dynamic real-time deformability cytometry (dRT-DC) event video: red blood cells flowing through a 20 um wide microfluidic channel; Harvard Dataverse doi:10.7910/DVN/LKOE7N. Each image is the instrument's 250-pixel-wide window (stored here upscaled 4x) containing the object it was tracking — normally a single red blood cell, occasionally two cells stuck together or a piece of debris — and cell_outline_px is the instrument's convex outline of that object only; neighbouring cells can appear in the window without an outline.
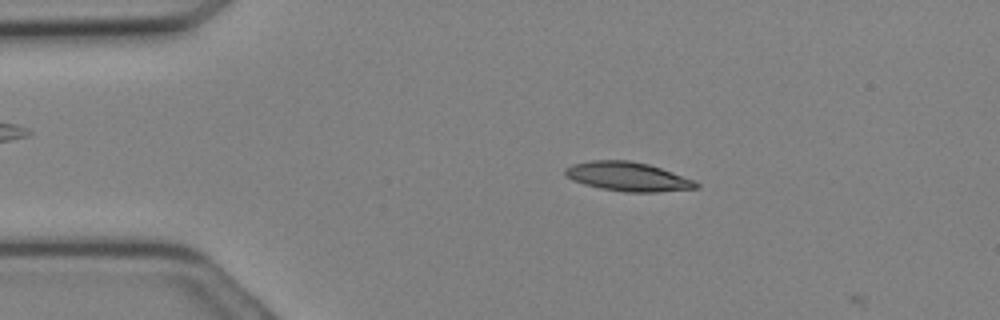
{"species": "Egyptian fruit bat (a non-hibernating species)", "species_latin": "Rousettus aegyptiacus", "temperature_condition": "cold", "stored_images_in_passage": 6, "camera_frame_rate_fps": 3000, "um_per_image_px": 0.085, "animal": {"sex": "female"}, "frame": {"image": 1, "passage_image": 5, "time_ms": 1.333, "image_size_px": [1000, 320], "cell_outline_px": [[700, 188], [656, 192], [624, 192], [600, 188], [584, 184], [572, 180], [564, 176], [564, 168], [572, 164], [592, 160], [628, 160], [648, 164], [672, 172], [692, 180], [700, 184]], "centroid_in_image_um": [53.32, 15.01], "position_along_channel_um": 31.7, "area_um2": 22.2}}